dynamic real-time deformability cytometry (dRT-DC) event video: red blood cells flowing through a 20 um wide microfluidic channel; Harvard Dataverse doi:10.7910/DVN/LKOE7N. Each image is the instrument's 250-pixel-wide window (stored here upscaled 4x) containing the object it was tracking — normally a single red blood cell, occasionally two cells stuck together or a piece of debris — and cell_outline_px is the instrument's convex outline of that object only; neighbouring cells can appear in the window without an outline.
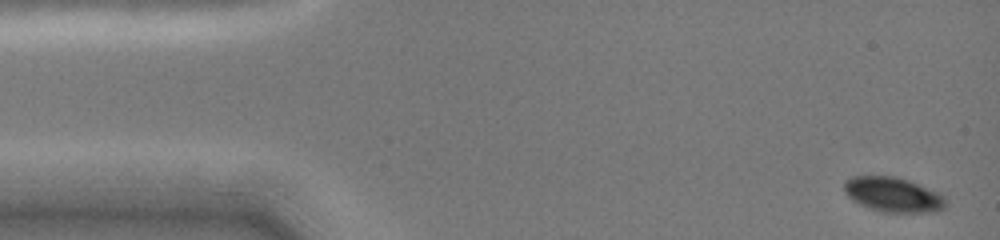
{"species": "common noctule bat (a hibernating species)", "species_latin": "Nyctalus noctula", "temperature_condition": "cold", "stored_images_in_passage": 6, "camera_frame_rate_fps": 3000, "um_per_image_px": 0.085, "animal": {"sex": "female", "body_mass_g": 19.0, "forearm_length_mm": 51.5}, "frame": {"image": 1, "passage_image": 1, "time_ms": 0.0, "image_size_px": [1000, 240], "cell_outline_px": [[948, 204], [944, 208], [936, 212], [880, 212], [868, 208], [852, 200], [844, 192], [844, 180], [852, 176], [896, 176], [908, 180], [936, 192], [944, 196]], "centroid_in_image_um": [75.89, 16.55], "position_along_channel_um": 9.1, "area_um2": 20.69}}
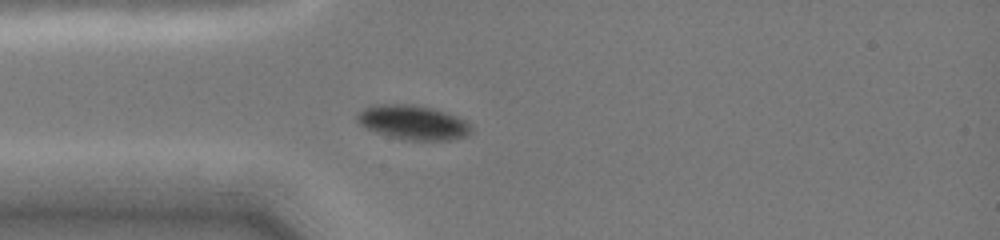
{"frame": {"image": 2, "passage_image": 5, "time_ms": 3.667, "image_size_px": [1000, 240], "cell_outline_px": [[472, 132], [468, 136], [452, 140], [404, 140], [388, 136], [376, 132], [360, 124], [356, 120], [356, 116], [364, 108], [372, 104], [412, 104], [432, 108], [468, 120], [472, 128]], "centroid_in_image_um": [35.14, 10.41], "position_along_channel_um": 49.9, "area_um2": 23.06}}